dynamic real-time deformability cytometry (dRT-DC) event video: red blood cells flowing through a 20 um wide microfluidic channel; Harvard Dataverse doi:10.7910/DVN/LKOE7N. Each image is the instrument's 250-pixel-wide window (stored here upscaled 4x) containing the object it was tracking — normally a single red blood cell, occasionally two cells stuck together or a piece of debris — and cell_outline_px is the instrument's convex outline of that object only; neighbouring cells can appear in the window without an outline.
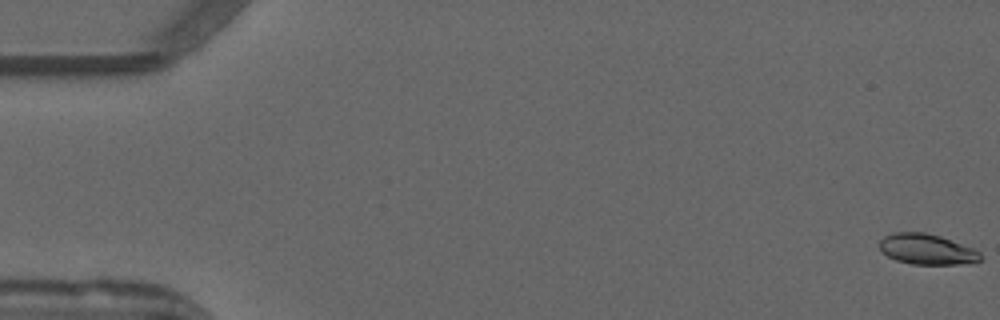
{"species": "common noctule bat (a hibernating species)", "species_latin": "Nyctalus noctula", "temperature_condition": "warm", "stored_images_in_passage": 53, "camera_frame_rate_fps": 3000, "um_per_image_px": 0.085, "animal": {"sex": "male", "forearm_length_mm": 52.5}, "frame": {"image": 1, "passage_image": 1, "time_ms": 0.0, "image_size_px": [1000, 320], "cell_outline_px": [[980, 260], [960, 264], [912, 264], [896, 260], [888, 256], [880, 248], [880, 240], [884, 236], [892, 232], [924, 232], [940, 236], [972, 248], [980, 252]], "centroid_in_image_um": [78.74, 21.17], "position_along_channel_um": 6.3, "area_um2": 17.69}}
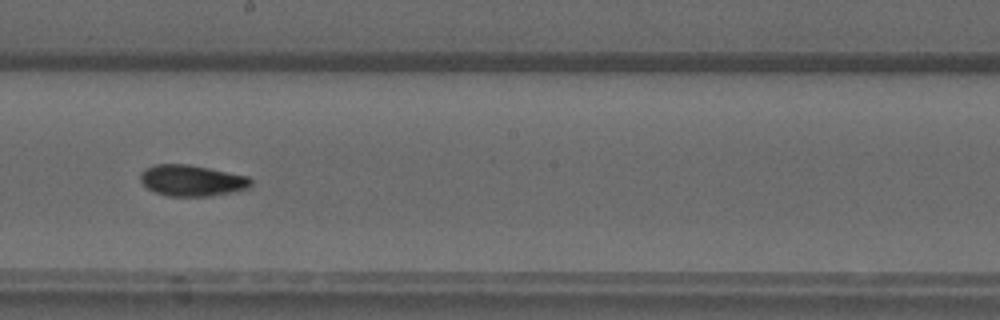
{"frame": {"image": 2, "passage_image": 30, "time_ms": 9.667, "image_size_px": [1000, 320], "cell_outline_px": [[252, 184], [248, 188], [236, 192], [208, 196], [168, 196], [156, 192], [148, 188], [140, 180], [140, 172], [156, 164], [188, 164], [248, 176], [252, 180]], "centroid_in_image_um": [16.34, 15.35], "position_along_channel_um": 231.9, "area_um2": 20.0}}
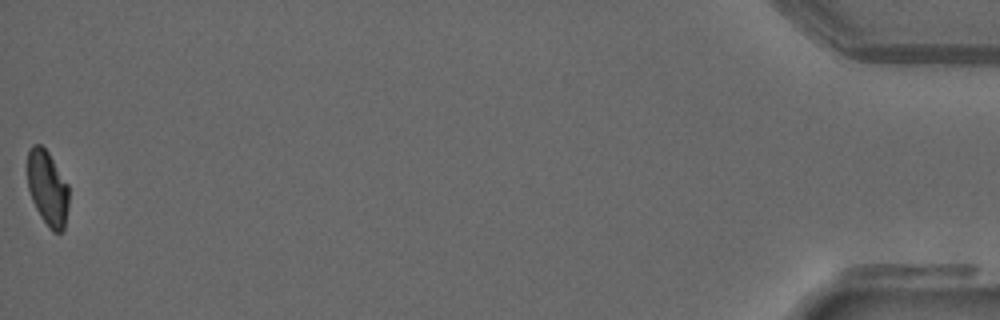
{"frame": {"image": 3, "passage_image": 53, "time_ms": 17.333, "image_size_px": [1000, 320], "cell_outline_px": [[68, 208], [64, 228], [60, 232], [52, 232], [48, 228], [40, 216], [32, 200], [28, 188], [28, 152], [32, 144], [40, 144], [48, 152], [68, 184]], "centroid_in_image_um": [4.04, 16.01], "position_along_channel_um": 431.2, "area_um2": 18.03}, "authors_computed_cell_mechanics": {"area_um2": 19.2474, "velocity_mm_per_s": 3.9344, "shape_relaxation_time_tau1_ms": 11.3014, "shape_relaxation_time_tau2_ms": 2.9532, "deformation_change_tau1": 0.2854, "deformation_change_tau2": 0.0772}}